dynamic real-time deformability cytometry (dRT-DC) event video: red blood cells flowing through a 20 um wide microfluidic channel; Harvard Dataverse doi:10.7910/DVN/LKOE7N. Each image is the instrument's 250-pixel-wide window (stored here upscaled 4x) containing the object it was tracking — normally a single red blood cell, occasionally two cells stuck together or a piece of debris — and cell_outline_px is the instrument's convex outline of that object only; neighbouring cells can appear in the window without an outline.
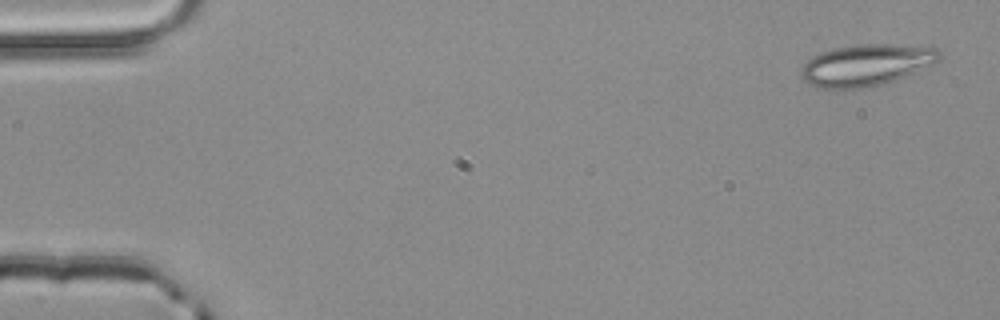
{"species": "common noctule bat (a hibernating species)", "species_latin": "Nyctalus noctula", "temperature_condition": "room temperature", "stored_images_in_passage": 3, "camera_frame_rate_fps": 3000, "um_per_image_px": 0.085, "animal": {"sex": "male", "body_mass_g": 20.4}, "frame": {"image": 1, "passage_image": 3, "time_ms": 0.667, "image_size_px": [1000, 320], "cell_outline_px": [[940, 60], [932, 64], [896, 80], [864, 88], [836, 92], [816, 88], [808, 84], [800, 76], [800, 72], [804, 64], [812, 56], [820, 52], [836, 48], [860, 44], [888, 44], [936, 48], [940, 52]], "centroid_in_image_um": [73.54, 5.58], "position_along_channel_um": 11.5, "area_um2": 33.93}}